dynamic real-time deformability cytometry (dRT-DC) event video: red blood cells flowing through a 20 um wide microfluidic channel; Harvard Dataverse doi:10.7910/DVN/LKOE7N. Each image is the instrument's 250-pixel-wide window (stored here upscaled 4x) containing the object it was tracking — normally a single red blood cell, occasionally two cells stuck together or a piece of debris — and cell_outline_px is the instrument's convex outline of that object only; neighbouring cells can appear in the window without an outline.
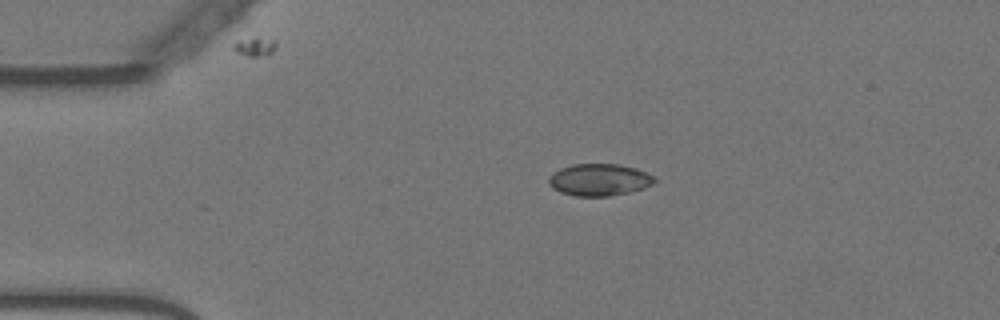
{"species": "Egyptian fruit bat (a non-hibernating species)", "species_latin": "Rousettus aegyptiacus", "temperature_condition": "warm", "stored_images_in_passage": 57, "camera_frame_rate_fps": 3000, "um_per_image_px": 0.085, "animal": {"sex": "female"}, "frame": {"image": 1, "passage_image": 12, "time_ms": 3.667, "image_size_px": [1000, 320], "cell_outline_px": [[656, 180], [652, 184], [644, 188], [628, 192], [608, 196], [576, 196], [560, 192], [552, 188], [548, 184], [548, 176], [552, 172], [560, 168], [572, 164], [620, 164], [636, 168], [652, 176]], "centroid_in_image_um": [50.88, 15.27], "position_along_channel_um": 34.1, "area_um2": 19.77}}
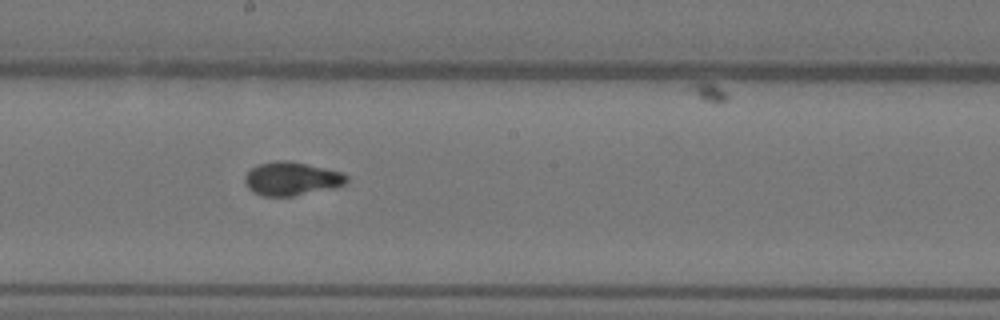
{"frame": {"image": 2, "passage_image": 31, "time_ms": 10.0, "image_size_px": [1000, 320], "cell_outline_px": [[348, 180], [344, 184], [336, 188], [292, 196], [260, 196], [252, 192], [248, 188], [244, 180], [244, 176], [252, 168], [260, 164], [276, 160], [288, 160], [324, 168], [340, 172], [348, 176]], "centroid_in_image_um": [24.77, 15.2], "position_along_channel_um": 223.4, "area_um2": 19.88}}
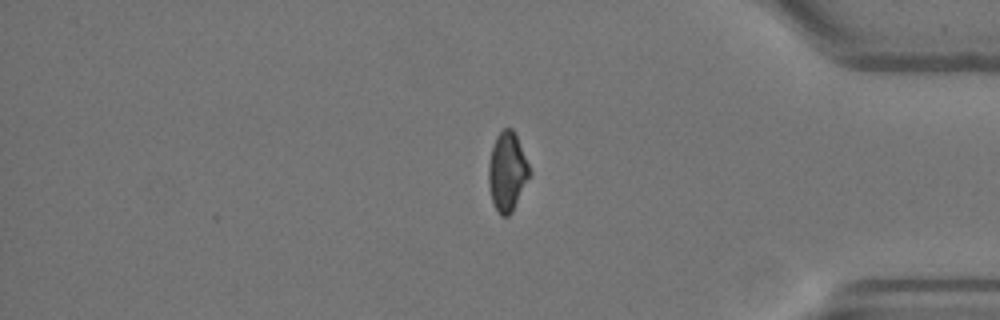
{"frame": {"image": 3, "passage_image": 47, "time_ms": 15.333, "image_size_px": [1000, 320], "cell_outline_px": [[532, 172], [512, 212], [508, 216], [500, 216], [492, 200], [488, 184], [488, 164], [492, 144], [496, 136], [504, 128], [512, 128], [516, 136]], "centroid_in_image_um": [43.1, 14.59], "position_along_channel_um": 392.1, "area_um2": 18.84}, "authors_computed_cell_mechanics": {"area_um2": 19.5942, "velocity_mm_per_s": 3.6219, "shape_relaxation_time_tau1_ms": 4.5911, "shape_relaxation_time_tau2_ms": 1.0655, "deformation_change_tau1": 0.1149, "deformation_change_tau2": 0.0426}}